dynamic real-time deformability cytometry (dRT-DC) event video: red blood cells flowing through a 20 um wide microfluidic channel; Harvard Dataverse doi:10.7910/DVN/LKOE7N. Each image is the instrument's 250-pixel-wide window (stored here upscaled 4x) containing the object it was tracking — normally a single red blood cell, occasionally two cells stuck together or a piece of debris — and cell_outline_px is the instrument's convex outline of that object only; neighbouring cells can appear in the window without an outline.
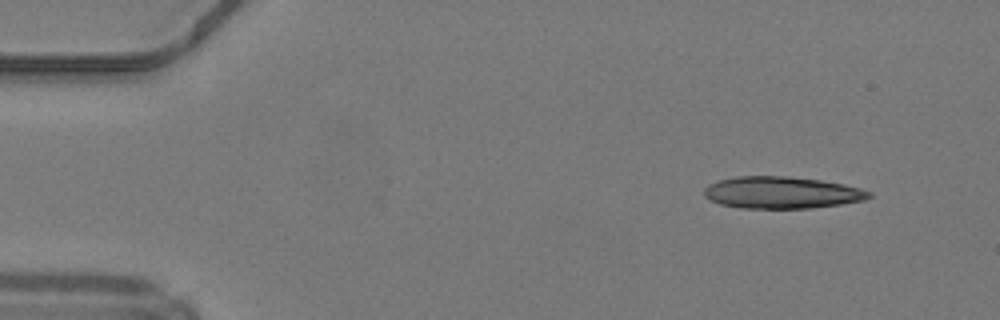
{"species": "common noctule bat (a hibernating species)", "species_latin": "Nyctalus noctula", "temperature_condition": "warm", "stored_images_in_passage": 44, "camera_frame_rate_fps": 3000, "um_per_image_px": 0.085, "animal": {"sex": "male", "body_mass_g": 19.2, "forearm_length_mm": 51.8}, "frame": {"image": 1, "passage_image": 1, "time_ms": 0.0, "image_size_px": [1000, 320], "cell_outline_px": [[872, 196], [864, 200], [840, 204], [812, 208], [740, 208], [720, 204], [704, 196], [704, 188], [708, 184], [720, 180], [736, 176], [788, 176], [820, 180], [844, 184], [860, 188], [872, 192]], "centroid_in_image_um": [66.45, 16.37], "position_along_channel_um": 18.6, "area_um2": 30.69}}
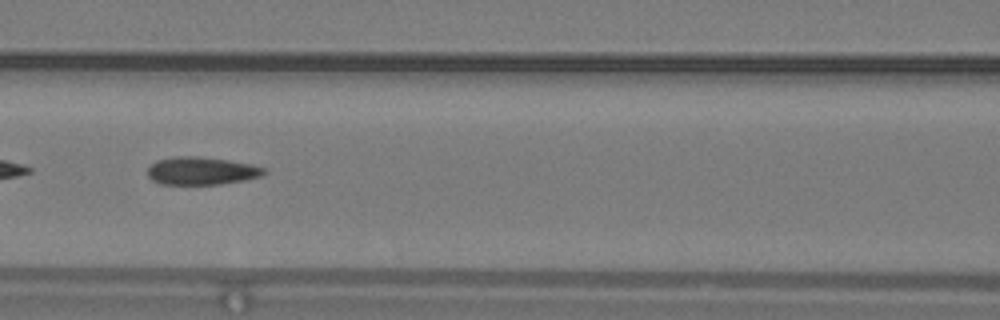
{"frame": {"image": 2, "passage_image": 18, "time_ms": 5.667, "image_size_px": [1000, 320], "cell_outline_px": [[268, 172], [260, 176], [244, 180], [220, 184], [160, 184], [152, 180], [148, 176], [148, 168], [156, 160], [172, 156], [196, 156], [228, 160], [252, 164], [264, 168]], "centroid_in_image_um": [17.11, 14.52], "position_along_channel_um": 149.5, "area_um2": 18.9}, "authors_computed_cell_mechanics": {"area_um2": 19.1318, "velocity_mm_per_s": 4.2526, "shape_relaxation_time_tau1_ms": 8.2131, "shape_relaxation_time_tau2_ms": 2.298, "deformation_change_tau1": 0.1911, "deformation_change_tau2": 0.0941}}